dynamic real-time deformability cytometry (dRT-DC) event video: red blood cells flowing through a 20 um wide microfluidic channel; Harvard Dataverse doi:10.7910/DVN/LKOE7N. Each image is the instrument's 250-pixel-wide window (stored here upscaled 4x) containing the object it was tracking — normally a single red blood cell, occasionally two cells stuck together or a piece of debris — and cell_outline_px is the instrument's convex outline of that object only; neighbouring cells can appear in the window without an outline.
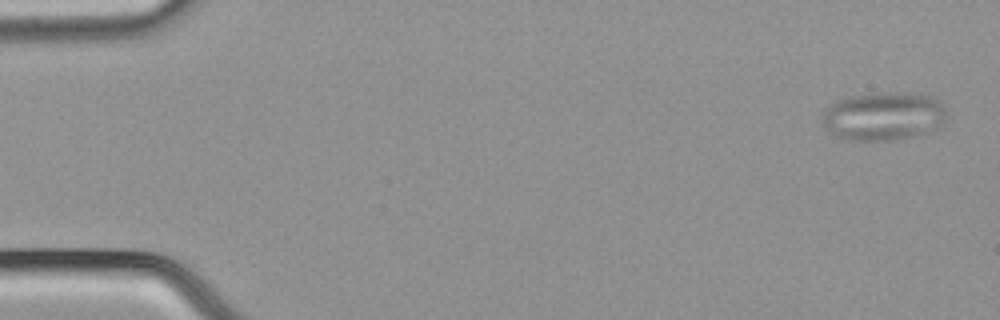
{"species": "common noctule bat (a hibernating species)", "species_latin": "Nyctalus noctula", "temperature_condition": "cold", "stored_images_in_passage": 52, "camera_frame_rate_fps": 3000, "um_per_image_px": 0.085, "animal": {"sex": "male", "body_mass_g": 21.5, "forearm_length_mm": 52.0}, "frame": {"image": 1, "passage_image": 2, "time_ms": 0.333, "image_size_px": [1000, 320], "cell_outline_px": [[948, 112], [944, 124], [940, 128], [928, 132], [912, 136], [892, 140], [840, 140], [828, 132], [824, 124], [824, 112], [836, 100], [848, 96], [872, 92], [920, 92], [932, 96], [940, 100], [944, 104]], "centroid_in_image_um": [75.17, 9.85], "position_along_channel_um": 9.8, "area_um2": 36.07}}
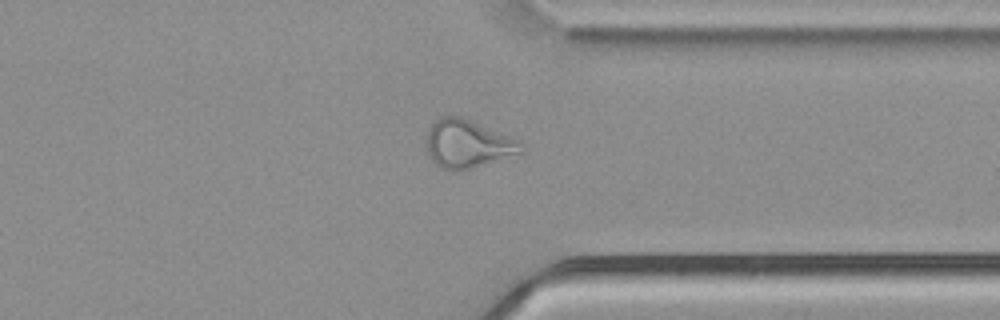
{"frame": {"image": 2, "passage_image": 42, "time_ms": 13.667, "image_size_px": [1000, 320], "cell_outline_px": [[524, 152], [460, 172], [452, 172], [440, 168], [432, 160], [428, 152], [428, 128], [440, 116], [460, 116], [512, 136], [520, 140], [524, 148]], "centroid_in_image_um": [39.78, 12.25], "position_along_channel_um": 371.6, "area_um2": 26.76}, "authors_computed_cell_mechanics": {"area_um2": 28.2931, "velocity_mm_per_s": 3.8107, "shape_relaxation_time_tau1_ms": null, "shape_relaxation_time_tau2_ms": 2.3267, "deformation_change_tau1": null, "deformation_change_tau2": 0.105}}